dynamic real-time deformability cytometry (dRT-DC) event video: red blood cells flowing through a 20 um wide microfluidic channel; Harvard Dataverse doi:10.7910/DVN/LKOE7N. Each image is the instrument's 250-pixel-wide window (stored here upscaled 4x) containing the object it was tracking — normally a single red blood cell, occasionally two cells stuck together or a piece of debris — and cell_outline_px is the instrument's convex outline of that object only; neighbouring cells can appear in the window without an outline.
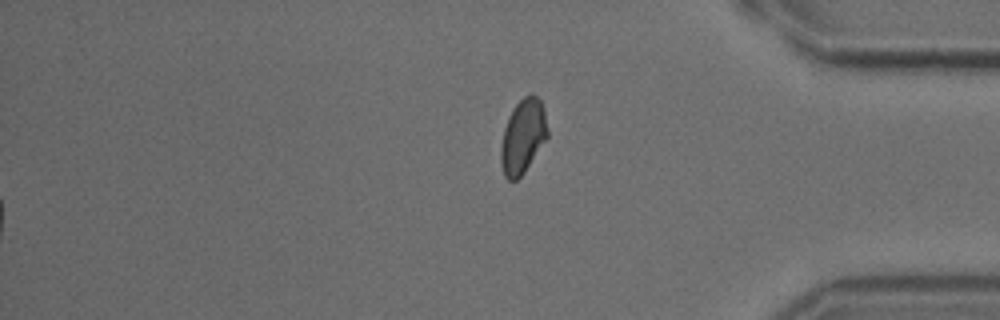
{"species": "common noctule bat (a hibernating species)", "species_latin": "Nyctalus noctula", "temperature_condition": "cold", "stored_images_in_passage": 50, "segment_of_instrument_passage": [2, 2], "camera_frame_rate_fps": 3000, "um_per_image_px": 0.085, "animal": {"sex": "male", "body_mass_g": 18.8}, "frame": {"image": 1, "passage_image": 50, "time_ms": 16.333, "image_size_px": [1000, 320], "cell_outline_px": [[548, 136], [524, 172], [516, 180], [508, 180], [504, 176], [500, 160], [500, 148], [504, 128], [508, 116], [516, 104], [524, 96], [532, 92], [540, 100], [544, 112], [548, 132]], "centroid_in_image_um": [44.43, 11.58], "position_along_channel_um": 390.8, "area_um2": 20.06}}